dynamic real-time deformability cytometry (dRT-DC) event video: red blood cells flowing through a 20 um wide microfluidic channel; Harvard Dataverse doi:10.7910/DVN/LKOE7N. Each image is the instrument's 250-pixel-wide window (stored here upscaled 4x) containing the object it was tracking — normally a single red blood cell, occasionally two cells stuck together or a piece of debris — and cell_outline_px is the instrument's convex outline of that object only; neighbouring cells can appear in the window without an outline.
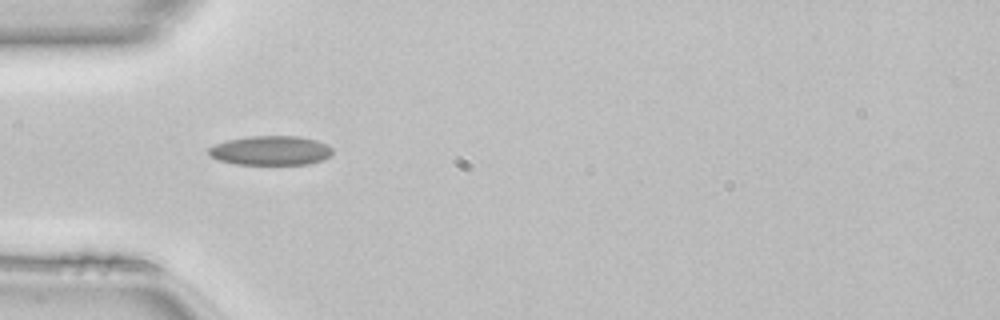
{"species": "common noctule bat (a hibernating species)", "species_latin": "Nyctalus noctula", "temperature_condition": "room temperature", "stored_images_in_passage": 48, "camera_frame_rate_fps": 3000, "um_per_image_px": 0.085, "animal": {"sex": "female", "body_mass_g": 22.7, "forearm_length_mm": 54.2}, "frame": {"image": 1, "passage_image": 14, "time_ms": 4.333, "image_size_px": [1000, 320], "cell_outline_px": [[332, 156], [308, 164], [236, 164], [216, 160], [208, 152], [208, 148], [216, 144], [228, 140], [248, 136], [300, 136], [316, 140], [328, 144], [332, 148]], "centroid_in_image_um": [23.02, 12.79], "position_along_channel_um": 62.0, "area_um2": 21.21}, "authors_computed_cell_mechanics": {"area_um2": 20.23, "velocity_mm_per_s": 4.1506, "shape_relaxation_time_tau1_ms": 8.8253, "shape_relaxation_time_tau2_ms": 2.5597, "deformation_change_tau1": 0.1807, "deformation_change_tau2": 0.0789}}